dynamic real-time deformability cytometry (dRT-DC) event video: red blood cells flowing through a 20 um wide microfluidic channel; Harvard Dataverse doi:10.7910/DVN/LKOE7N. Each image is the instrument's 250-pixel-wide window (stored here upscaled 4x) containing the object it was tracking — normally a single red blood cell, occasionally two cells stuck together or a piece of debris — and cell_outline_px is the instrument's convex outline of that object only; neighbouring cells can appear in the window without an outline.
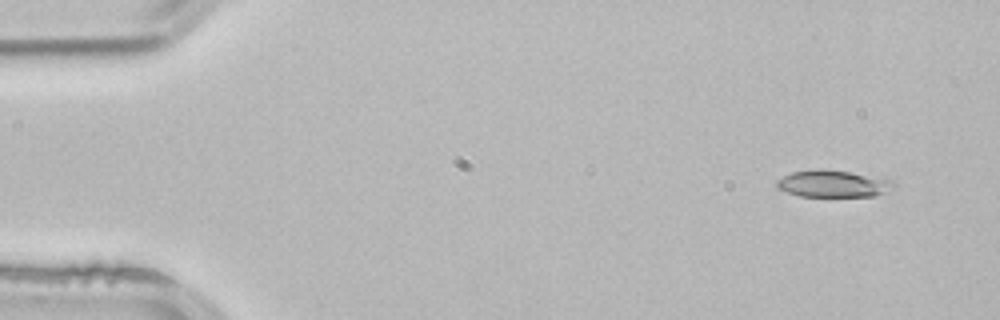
{"species": "common noctule bat (a hibernating species)", "species_latin": "Nyctalus noctula", "temperature_condition": "room temperature", "stored_images_in_passage": 3, "camera_frame_rate_fps": 3000, "um_per_image_px": 0.085, "animal": {"sex": "male", "body_mass_g": 21.5, "forearm_length_mm": 52.0}, "frame": {"image": 1, "passage_image": 1, "time_ms": 0.0, "image_size_px": [1000, 320], "cell_outline_px": [[896, 184], [876, 196], [800, 196], [776, 188], [776, 180], [792, 172], [816, 168], [820, 168], [848, 172], [892, 180]], "centroid_in_image_um": [70.74, 15.61], "position_along_channel_um": 14.3, "area_um2": 18.09}}
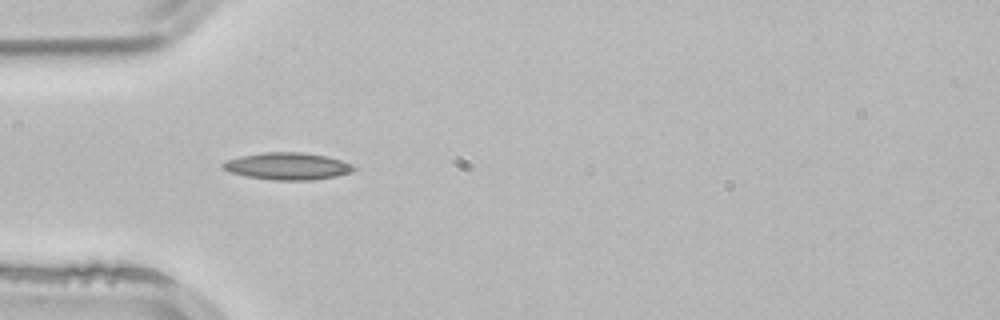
{"frame": {"image": 2, "passage_image": 3, "time_ms": 0.667, "image_size_px": [1000, 320], "cell_outline_px": [[356, 168], [352, 172], [336, 176], [316, 180], [272, 180], [248, 176], [228, 172], [220, 168], [220, 164], [228, 160], [240, 156], [264, 152], [300, 152], [328, 156], [352, 164]], "centroid_in_image_um": [24.43, 14.13], "position_along_channel_um": 60.6, "area_um2": 20.81}}